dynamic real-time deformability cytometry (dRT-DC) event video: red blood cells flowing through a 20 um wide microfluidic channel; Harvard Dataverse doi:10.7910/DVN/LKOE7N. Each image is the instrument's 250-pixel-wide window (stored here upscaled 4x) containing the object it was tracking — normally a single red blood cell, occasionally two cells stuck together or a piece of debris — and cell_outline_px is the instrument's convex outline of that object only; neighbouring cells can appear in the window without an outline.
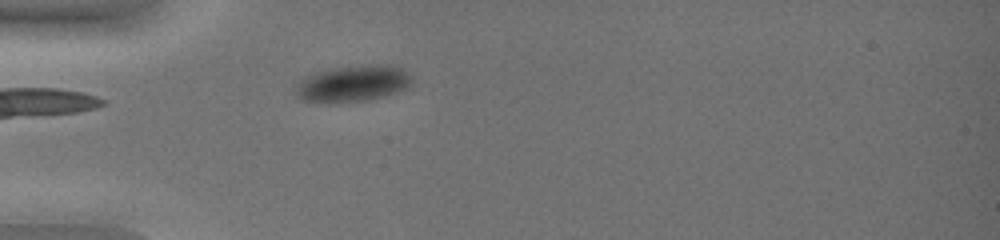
{"species": "common noctule bat (a hibernating species)", "species_latin": "Nyctalus noctula", "temperature_condition": "warm", "stored_images_in_passage": 31, "camera_frame_rate_fps": 3000, "um_per_image_px": 0.085, "animal": {"sex": "female", "body_mass_g": 19.0, "forearm_length_mm": 51.5}, "frame": {"image": 1, "passage_image": 1, "time_ms": 0.0, "image_size_px": [1000, 240], "cell_outline_px": [[412, 84], [396, 92], [384, 96], [368, 100], [328, 104], [300, 100], [296, 96], [296, 84], [304, 76], [312, 72], [328, 68], [364, 64], [392, 64], [408, 72], [412, 76]], "centroid_in_image_um": [29.94, 7.09], "position_along_channel_um": 55.1, "area_um2": 25.49}}
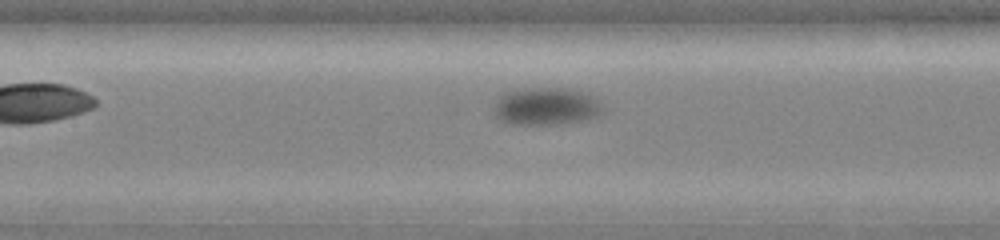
{"frame": {"image": 2, "passage_image": 11, "time_ms": 3.333, "image_size_px": [1000, 240], "cell_outline_px": [[604, 112], [600, 116], [588, 120], [564, 124], [504, 124], [496, 120], [492, 116], [492, 112], [496, 100], [504, 92], [520, 88], [572, 88], [588, 92], [604, 108]], "centroid_in_image_um": [46.4, 9.05], "position_along_channel_um": 161.0, "area_um2": 24.85}}
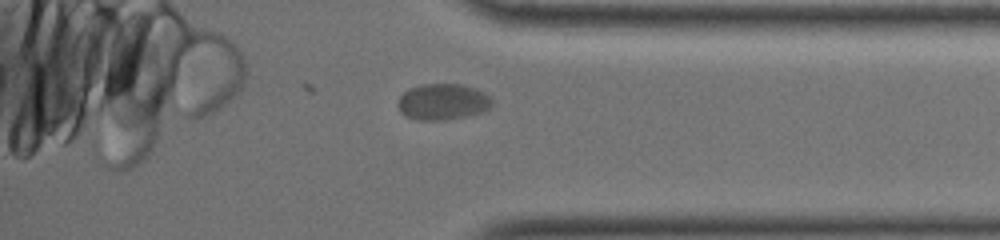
{"frame": {"image": 3, "passage_image": 31, "time_ms": 10.0, "image_size_px": [1000, 240], "cell_outline_px": [[492, 104], [484, 112], [468, 116], [444, 120], [416, 120], [400, 112], [396, 104], [400, 96], [408, 88], [420, 84], [460, 84], [476, 88], [484, 92], [492, 100]], "centroid_in_image_um": [37.62, 8.65], "position_along_channel_um": 397.6, "area_um2": 20.06}}